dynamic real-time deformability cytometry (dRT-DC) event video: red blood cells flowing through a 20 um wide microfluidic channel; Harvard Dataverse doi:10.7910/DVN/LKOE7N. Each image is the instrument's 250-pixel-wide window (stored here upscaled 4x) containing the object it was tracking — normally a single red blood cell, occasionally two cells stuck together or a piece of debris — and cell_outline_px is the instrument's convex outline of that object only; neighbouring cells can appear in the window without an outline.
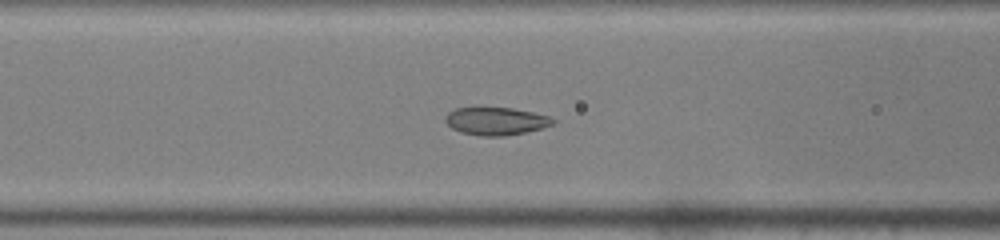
{"species": "common noctule bat (a hibernating species)", "species_latin": "Nyctalus noctula", "temperature_condition": "warm", "stored_images_in_passage": 42, "camera_frame_rate_fps": 3000, "um_per_image_px": 0.085, "animal": {"sex": "male", "body_mass_g": 19.0, "forearm_length_mm": 50.8}, "frame": {"image": 1, "passage_image": 13, "time_ms": 4.0, "image_size_px": [1000, 240], "cell_outline_px": [[556, 120], [552, 124], [540, 128], [524, 132], [504, 136], [480, 136], [460, 132], [452, 128], [444, 120], [448, 112], [456, 108], [512, 108], [532, 112], [548, 116]], "centroid_in_image_um": [42.12, 10.3], "position_along_channel_um": 124.5, "area_um2": 17.17}}
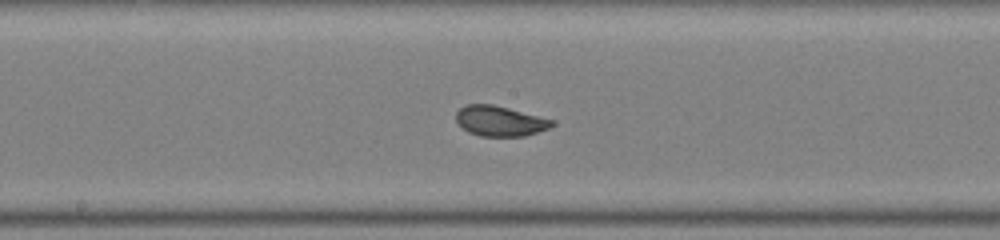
{"frame": {"image": 2, "passage_image": 19, "time_ms": 6.0, "image_size_px": [1000, 240], "cell_outline_px": [[556, 124], [548, 128], [524, 136], [480, 136], [468, 132], [456, 120], [456, 112], [460, 108], [468, 104], [492, 104], [556, 120]], "centroid_in_image_um": [42.52, 10.28], "position_along_channel_um": 205.7, "area_um2": 16.82}}
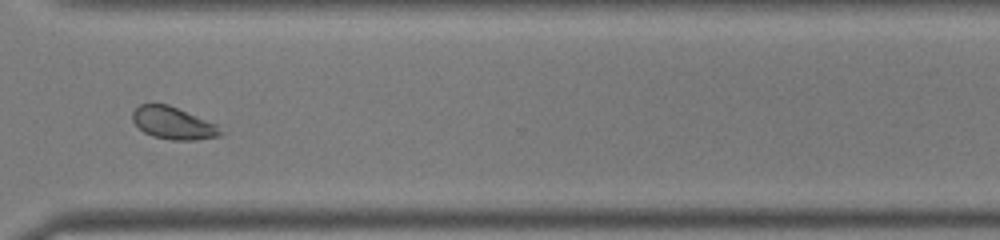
{"frame": {"image": 3, "passage_image": 30, "time_ms": 9.667, "image_size_px": [1000, 240], "cell_outline_px": [[224, 132], [220, 136], [196, 140], [172, 140], [152, 136], [144, 132], [132, 120], [132, 112], [140, 104], [168, 104], [216, 124]], "centroid_in_image_um": [14.72, 10.47], "position_along_channel_um": 355.9, "area_um2": 16.47}, "authors_computed_cell_mechanics": {"area_um2": 17.5423, "velocity_mm_per_s": 4.0743, "shape_relaxation_time_tau1_ms": 3.0539, "shape_relaxation_time_tau2_ms": 0.6213, "deformation_change_tau1": 0.0985, "deformation_change_tau2": 0.0493}}